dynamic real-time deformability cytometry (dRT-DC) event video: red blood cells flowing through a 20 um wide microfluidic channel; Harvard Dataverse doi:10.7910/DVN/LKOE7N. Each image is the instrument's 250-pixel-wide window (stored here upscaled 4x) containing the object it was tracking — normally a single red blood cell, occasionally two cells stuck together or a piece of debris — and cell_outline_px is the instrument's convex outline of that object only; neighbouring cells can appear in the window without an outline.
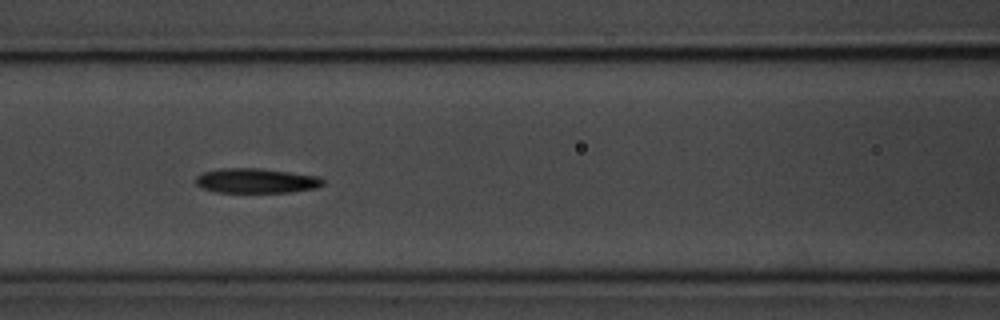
{"species": "common noctule bat (a hibernating species)", "species_latin": "Nyctalus noctula", "temperature_condition": "room temperature", "stored_images_in_passage": 6, "camera_frame_rate_fps": 3000, "um_per_image_px": 0.085, "animal": {"sex": "male", "body_mass_g": 20.1, "forearm_length_mm": 53.5}, "frame": {"image": 1, "passage_image": 5, "time_ms": 4.667, "image_size_px": [1000, 320], "cell_outline_px": [[324, 184], [316, 188], [292, 192], [216, 192], [200, 188], [196, 184], [196, 176], [204, 172], [224, 168], [260, 168], [316, 176], [324, 180]], "centroid_in_image_um": [21.75, 15.37], "position_along_channel_um": 144.8, "area_um2": 18.26}}
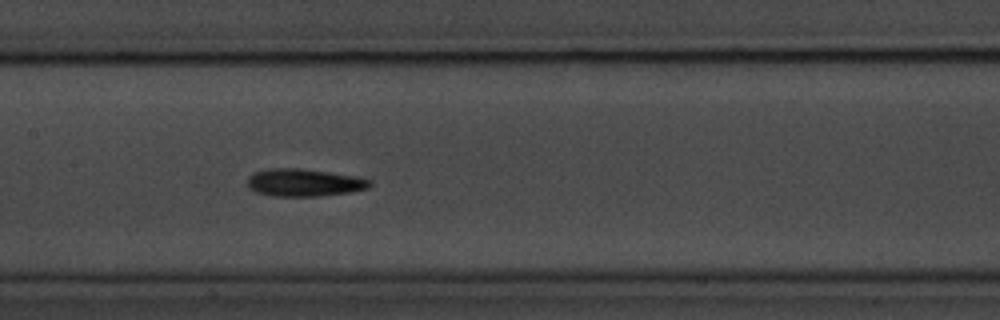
{"frame": {"image": 2, "passage_image": 6, "time_ms": 5.667, "image_size_px": [1000, 320], "cell_outline_px": [[372, 184], [368, 188], [352, 192], [324, 196], [272, 196], [256, 192], [248, 188], [248, 176], [252, 172], [268, 168], [300, 168], [356, 176], [372, 180]], "centroid_in_image_um": [25.84, 15.52], "position_along_channel_um": 181.6, "area_um2": 19.94}}